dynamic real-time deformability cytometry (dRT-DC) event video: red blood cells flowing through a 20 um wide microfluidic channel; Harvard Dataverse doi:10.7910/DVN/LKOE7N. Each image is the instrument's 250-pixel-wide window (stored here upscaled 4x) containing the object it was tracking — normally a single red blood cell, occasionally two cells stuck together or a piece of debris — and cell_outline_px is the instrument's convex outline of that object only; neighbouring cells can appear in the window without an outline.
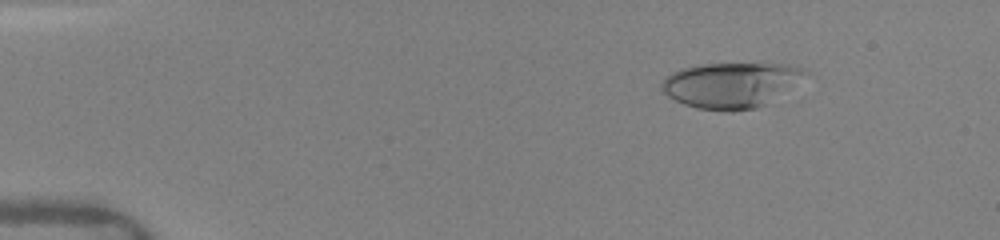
{"species": "human", "species_latin": "Homo sapiens", "temperature_condition": "warm", "stored_images_in_passage": 53, "camera_frame_rate_fps": 3000, "um_per_image_px": 0.085, "donor": {"sex": "female"}, "frame": {"image": 1, "passage_image": 8, "time_ms": 2.0, "image_size_px": [1000, 240], "cell_outline_px": [[808, 72], [764, 104], [756, 108], [732, 112], [724, 112], [696, 108], [684, 104], [668, 96], [660, 88], [660, 84], [664, 76], [680, 68], [700, 64], [764, 60], [788, 64], [804, 68]], "centroid_in_image_um": [62.06, 7.16], "position_along_channel_um": 22.9, "area_um2": 38.73}}
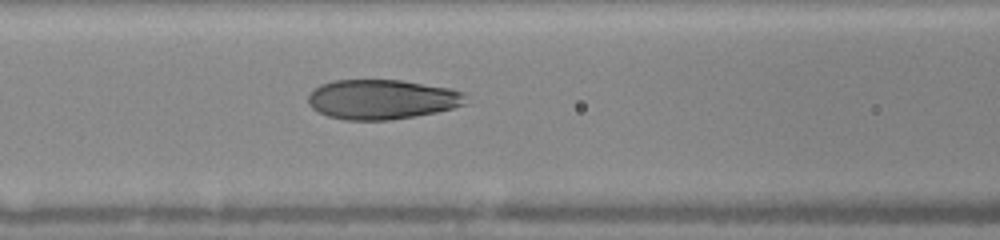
{"frame": {"image": 2, "passage_image": 25, "time_ms": 7.0, "image_size_px": [1000, 240], "cell_outline_px": [[468, 104], [436, 112], [416, 116], [388, 120], [344, 120], [328, 116], [312, 108], [308, 104], [308, 96], [320, 84], [332, 80], [400, 80], [448, 88], [464, 92]], "centroid_in_image_um": [32.47, 8.45], "position_along_channel_um": 134.1, "area_um2": 36.53}}
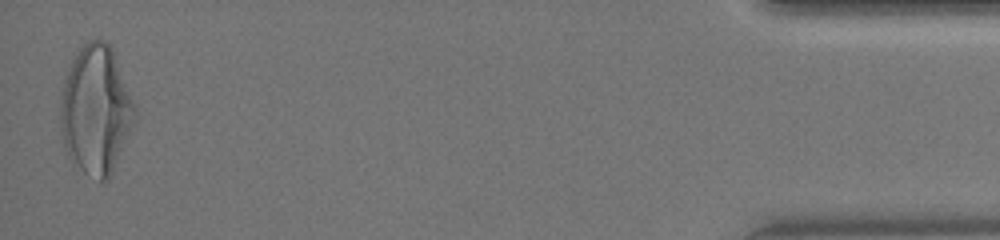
{"frame": {"image": 3, "passage_image": 53, "time_ms": 16.0, "image_size_px": [1000, 240], "cell_outline_px": [[136, 120], [112, 172], [108, 180], [100, 180], [84, 172], [68, 156], [60, 132], [60, 108], [64, 80], [72, 60], [80, 48], [88, 40], [104, 40], [112, 48], [136, 108]], "centroid_in_image_um": [8.15, 9.35], "position_along_channel_um": 427.1, "area_um2": 55.31}, "authors_computed_cell_mechanics": {"area_um2": 38.2636, "velocity_mm_per_s": 4.1164, "shape_relaxation_time_tau1_ms": 5.366, "shape_relaxation_time_tau2_ms": 0.7381, "deformation_change_tau1": 0.2117, "deformation_change_tau2": 0.0648}}